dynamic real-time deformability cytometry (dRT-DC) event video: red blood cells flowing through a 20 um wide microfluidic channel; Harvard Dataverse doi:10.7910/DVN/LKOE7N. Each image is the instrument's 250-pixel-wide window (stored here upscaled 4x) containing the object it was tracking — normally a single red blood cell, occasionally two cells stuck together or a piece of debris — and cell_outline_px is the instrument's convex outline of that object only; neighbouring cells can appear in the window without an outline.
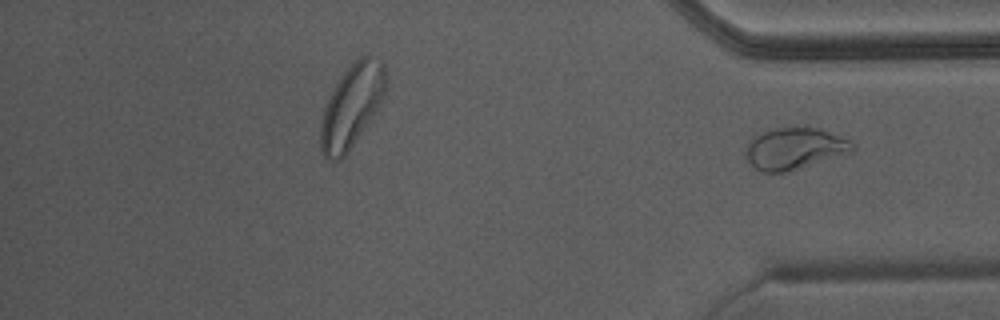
{"species": "Egyptian fruit bat (a non-hibernating species)", "species_latin": "Rousettus aegyptiacus", "temperature_condition": "warm", "stored_images_in_passage": 35, "camera_frame_rate_fps": 3000, "um_per_image_px": 0.085, "animal": {"sex": "male"}, "frame": {"image": 1, "passage_image": 35, "time_ms": 11.333, "image_size_px": [1000, 320], "cell_outline_px": [[852, 152], [788, 172], [760, 172], [748, 160], [744, 152], [744, 148], [748, 140], [764, 132], [776, 128], [816, 128], [852, 140]], "centroid_in_image_um": [67.5, 12.64], "position_along_channel_um": 367.7, "area_um2": 25.61}}